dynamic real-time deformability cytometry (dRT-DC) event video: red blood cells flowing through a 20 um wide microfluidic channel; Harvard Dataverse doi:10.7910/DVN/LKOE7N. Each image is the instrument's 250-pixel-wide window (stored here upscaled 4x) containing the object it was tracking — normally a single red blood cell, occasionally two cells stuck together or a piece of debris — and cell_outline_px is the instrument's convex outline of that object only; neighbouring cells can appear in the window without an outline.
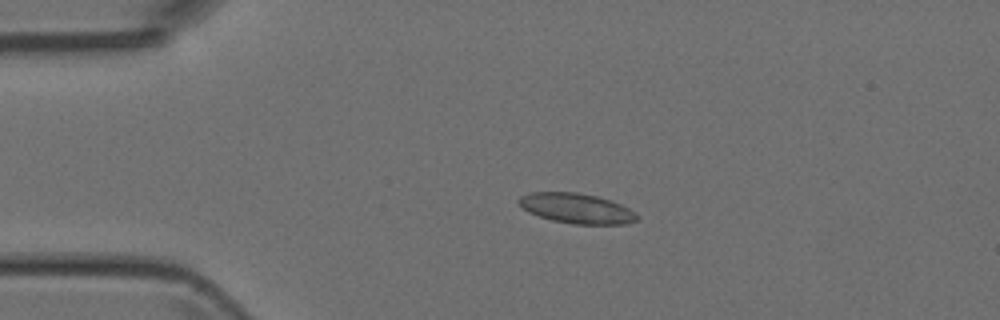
{"species": "Egyptian fruit bat (a non-hibernating species)", "species_latin": "Rousettus aegyptiacus", "temperature_condition": "room temperature", "stored_images_in_passage": 44, "camera_frame_rate_fps": 3000, "um_per_image_px": 0.085, "animal": {"sex": "female"}, "frame": {"image": 1, "passage_image": 5, "time_ms": 1.333, "image_size_px": [1000, 320], "cell_outline_px": [[636, 220], [628, 224], [576, 224], [552, 220], [528, 212], [516, 200], [520, 196], [528, 192], [576, 192], [596, 196], [620, 204], [636, 212]], "centroid_in_image_um": [48.98, 17.7], "position_along_channel_um": 36.0, "area_um2": 20.52}}
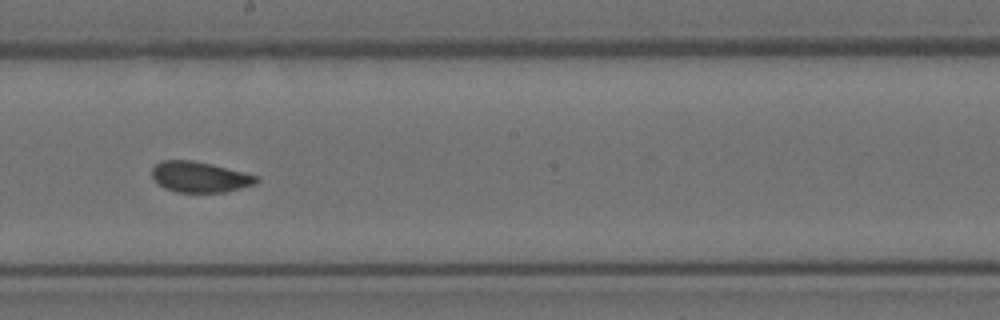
{"frame": {"image": 2, "passage_image": 22, "time_ms": 7.0, "image_size_px": [1000, 320], "cell_outline_px": [[260, 180], [256, 184], [224, 192], [176, 192], [164, 188], [152, 176], [152, 168], [160, 160], [192, 160], [212, 164], [260, 176]], "centroid_in_image_um": [17.01, 15.03], "position_along_channel_um": 231.2, "area_um2": 18.73}}
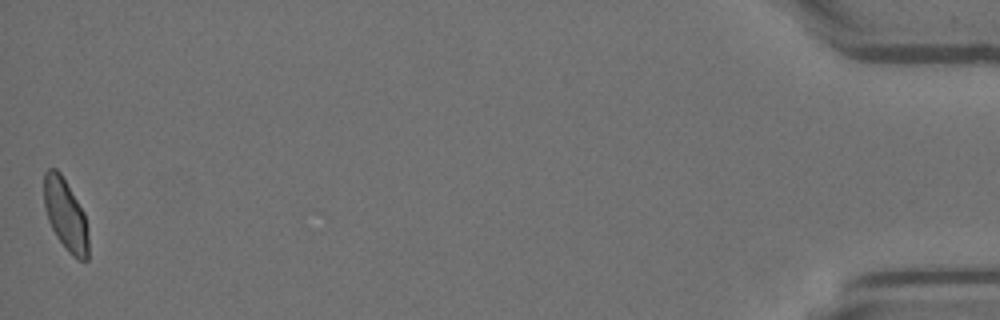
{"frame": {"image": 3, "passage_image": 44, "time_ms": 14.333, "image_size_px": [1000, 320], "cell_outline_px": [[88, 260], [80, 260], [72, 256], [68, 252], [56, 236], [48, 220], [44, 204], [44, 172], [48, 168], [56, 168], [60, 172], [84, 212], [88, 236]], "centroid_in_image_um": [5.56, 18.25], "position_along_channel_um": 429.6, "area_um2": 18.44}}